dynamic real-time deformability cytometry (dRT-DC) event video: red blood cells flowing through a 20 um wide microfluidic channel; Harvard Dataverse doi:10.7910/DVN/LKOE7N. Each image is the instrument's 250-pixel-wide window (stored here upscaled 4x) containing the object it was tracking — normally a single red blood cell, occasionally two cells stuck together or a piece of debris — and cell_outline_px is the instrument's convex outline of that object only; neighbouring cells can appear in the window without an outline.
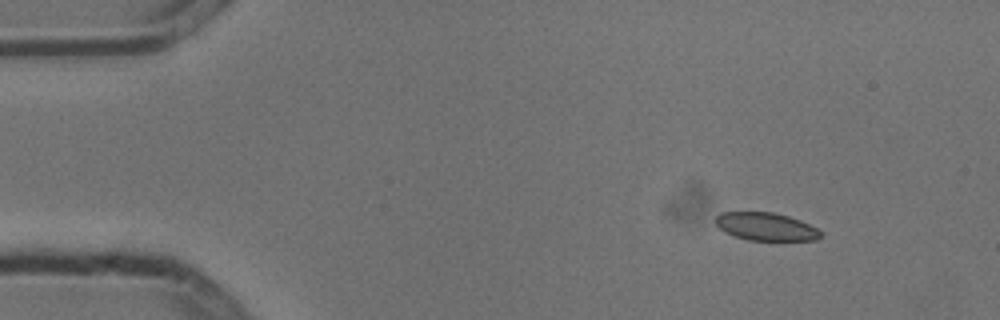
{"species": "common noctule bat (a hibernating species)", "species_latin": "Nyctalus noctula", "temperature_condition": "cold", "stored_images_in_passage": 7, "camera_frame_rate_fps": 3000, "um_per_image_px": 0.085, "animal": {"sex": "male", "body_mass_g": 13.3}, "frame": {"image": 1, "passage_image": 1, "time_ms": 0.0, "image_size_px": [1000, 320], "cell_outline_px": [[824, 232], [816, 240], [748, 240], [724, 232], [716, 224], [716, 216], [720, 212], [772, 212], [788, 216], [800, 220]], "centroid_in_image_um": [65.1, 19.26], "position_along_channel_um": 19.9, "area_um2": 16.99}}
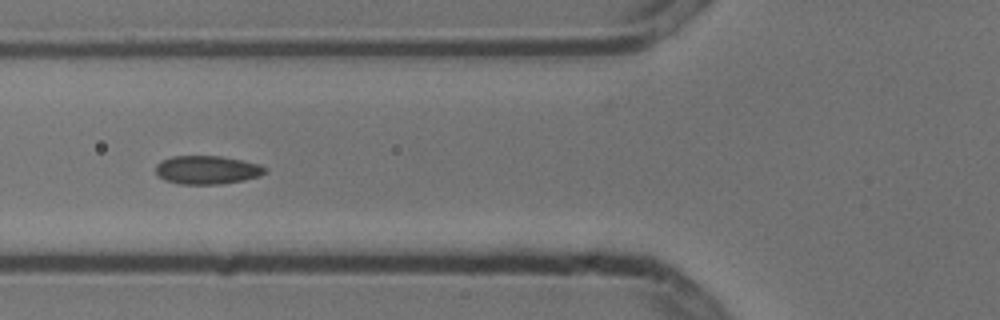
{"frame": {"image": 2, "passage_image": 5, "time_ms": 1.333, "image_size_px": [1000, 320], "cell_outline_px": [[264, 172], [260, 176], [244, 180], [220, 184], [180, 184], [164, 180], [156, 172], [156, 164], [160, 160], [172, 156], [220, 156], [260, 164], [264, 168]], "centroid_in_image_um": [17.56, 14.44], "position_along_channel_um": 108.2, "area_um2": 18.03}}
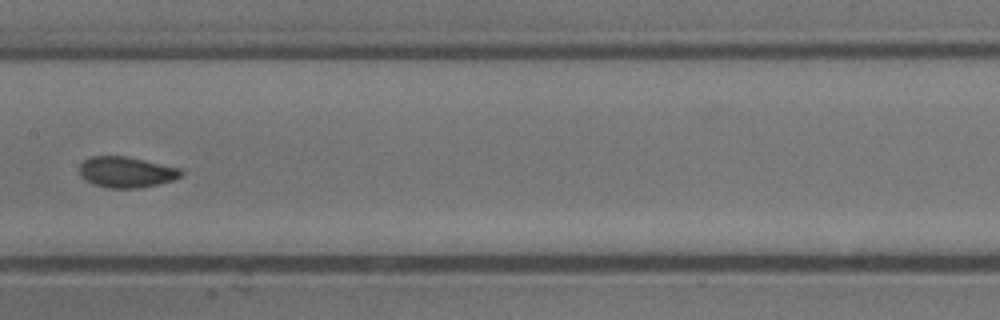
{"frame": {"image": 3, "passage_image": 7, "time_ms": 2.0, "image_size_px": [1000, 320], "cell_outline_px": [[184, 172], [180, 176], [172, 180], [156, 184], [136, 188], [108, 188], [96, 184], [80, 176], [80, 164], [84, 160], [92, 156], [124, 156], [144, 160], [180, 168]], "centroid_in_image_um": [10.73, 14.62], "position_along_channel_um": 196.7, "area_um2": 17.92}}